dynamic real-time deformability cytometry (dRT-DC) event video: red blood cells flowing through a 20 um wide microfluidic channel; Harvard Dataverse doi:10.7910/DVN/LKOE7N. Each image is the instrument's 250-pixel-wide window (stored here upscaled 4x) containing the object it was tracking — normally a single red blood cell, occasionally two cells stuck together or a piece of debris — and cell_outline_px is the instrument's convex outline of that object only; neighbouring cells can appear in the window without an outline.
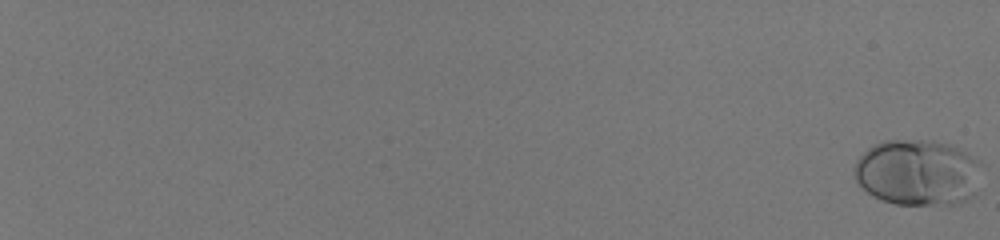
{"species": "human", "species_latin": "Homo sapiens", "temperature_condition": "room temperature", "stored_images_in_passage": 59, "camera_frame_rate_fps": 3000, "um_per_image_px": 0.085, "donor": {"sex": "male"}, "frame": {"image": 1, "passage_image": 1, "time_ms": 0.0, "image_size_px": [1000, 240], "cell_outline_px": [[984, 164], [976, 196], [968, 200], [952, 204], [896, 204], [884, 200], [868, 192], [856, 180], [856, 160], [872, 144], [884, 140], [924, 140], [944, 144], [956, 148], [980, 160]], "centroid_in_image_um": [78.08, 14.67], "position_along_channel_um": 6.9, "area_um2": 49.13}}
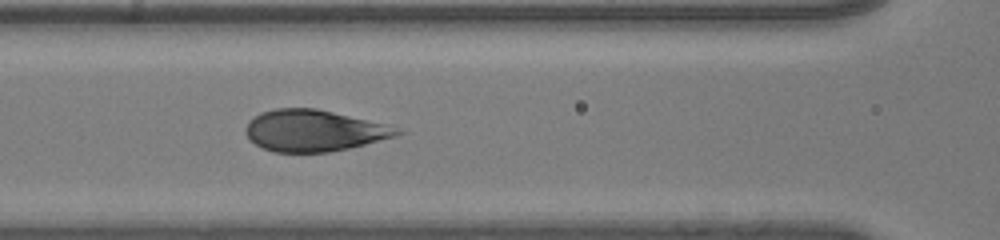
{"frame": {"image": 2, "passage_image": 34, "time_ms": 11.0, "image_size_px": [1000, 240], "cell_outline_px": [[404, 132], [396, 136], [348, 148], [328, 152], [272, 152], [256, 144], [244, 132], [244, 128], [260, 112], [276, 108], [316, 108], [384, 124]], "centroid_in_image_um": [26.64, 11.1], "position_along_channel_um": 140.0, "area_um2": 35.95}}
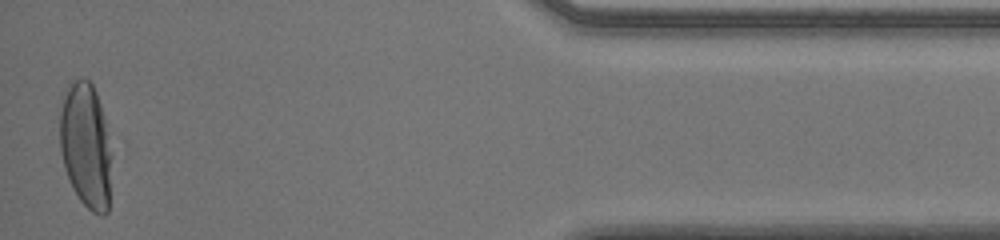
{"frame": {"image": 3, "passage_image": 59, "time_ms": 19.333, "image_size_px": [1000, 240], "cell_outline_px": [[112, 156], [108, 212], [104, 216], [100, 216], [92, 212], [80, 200], [72, 188], [64, 168], [60, 152], [60, 112], [68, 80], [88, 80], [92, 84], [96, 92], [104, 116]], "centroid_in_image_um": [7.3, 12.4], "position_along_channel_um": 427.9, "area_um2": 38.21}, "authors_computed_cell_mechanics": {"area_um2": 39.6508, "velocity_mm_per_s": 4.0164, "shape_relaxation_time_tau1_ms": 3.6144, "shape_relaxation_time_tau2_ms": null, "deformation_change_tau1": 0.1878, "deformation_change_tau2": null}}